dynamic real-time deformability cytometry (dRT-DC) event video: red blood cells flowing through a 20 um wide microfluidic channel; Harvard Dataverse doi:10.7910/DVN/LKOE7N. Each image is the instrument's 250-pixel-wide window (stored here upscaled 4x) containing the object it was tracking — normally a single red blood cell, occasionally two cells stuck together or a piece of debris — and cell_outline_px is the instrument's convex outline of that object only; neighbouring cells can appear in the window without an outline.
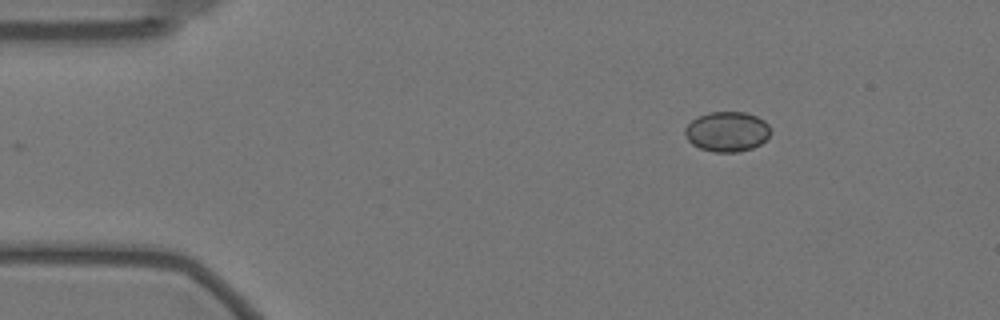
{"species": "Egyptian fruit bat (a non-hibernating species)", "species_latin": "Rousettus aegyptiacus", "temperature_condition": "warm", "stored_images_in_passage": 42, "camera_frame_rate_fps": 3000, "um_per_image_px": 0.085, "animal": {"sex": "female"}, "frame": {"image": 1, "passage_image": 1, "time_ms": 0.0, "image_size_px": [1000, 320], "cell_outline_px": [[772, 132], [760, 144], [752, 148], [740, 152], [712, 152], [700, 148], [692, 144], [688, 140], [684, 132], [684, 128], [692, 120], [708, 112], [744, 112], [756, 116], [764, 120], [768, 124]], "centroid_in_image_um": [61.8, 11.19], "position_along_channel_um": 23.2, "area_um2": 20.0}}
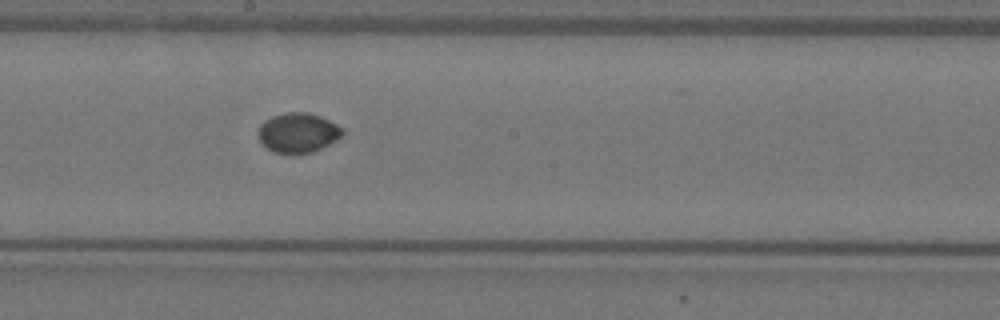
{"frame": {"image": 2, "passage_image": 24, "time_ms": 7.667, "image_size_px": [1000, 320], "cell_outline_px": [[344, 132], [336, 140], [312, 152], [296, 156], [292, 156], [272, 152], [260, 140], [260, 124], [264, 120], [272, 116], [284, 112], [308, 112], [320, 116], [336, 124]], "centroid_in_image_um": [25.31, 11.31], "position_along_channel_um": 222.9, "area_um2": 19.59}}
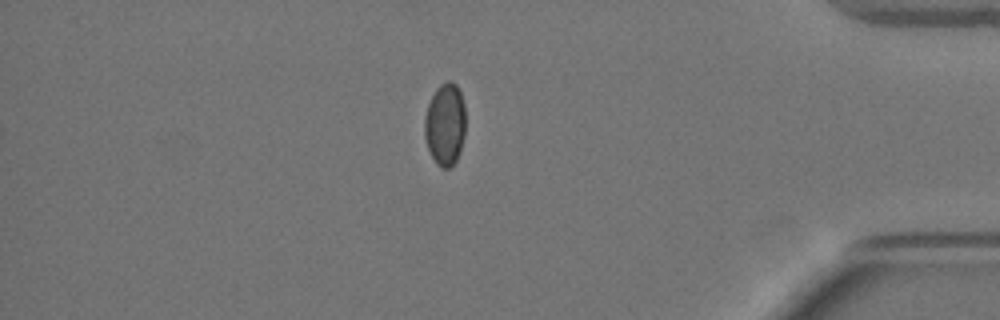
{"frame": {"image": 3, "passage_image": 42, "time_ms": 13.667, "image_size_px": [1000, 320], "cell_outline_px": [[464, 136], [460, 152], [456, 160], [448, 168], [440, 168], [436, 164], [428, 148], [424, 136], [424, 116], [428, 104], [436, 88], [440, 84], [448, 80], [452, 80], [456, 84], [460, 92], [464, 104]], "centroid_in_image_um": [37.82, 10.55], "position_along_channel_um": 397.4, "area_um2": 19.77}}